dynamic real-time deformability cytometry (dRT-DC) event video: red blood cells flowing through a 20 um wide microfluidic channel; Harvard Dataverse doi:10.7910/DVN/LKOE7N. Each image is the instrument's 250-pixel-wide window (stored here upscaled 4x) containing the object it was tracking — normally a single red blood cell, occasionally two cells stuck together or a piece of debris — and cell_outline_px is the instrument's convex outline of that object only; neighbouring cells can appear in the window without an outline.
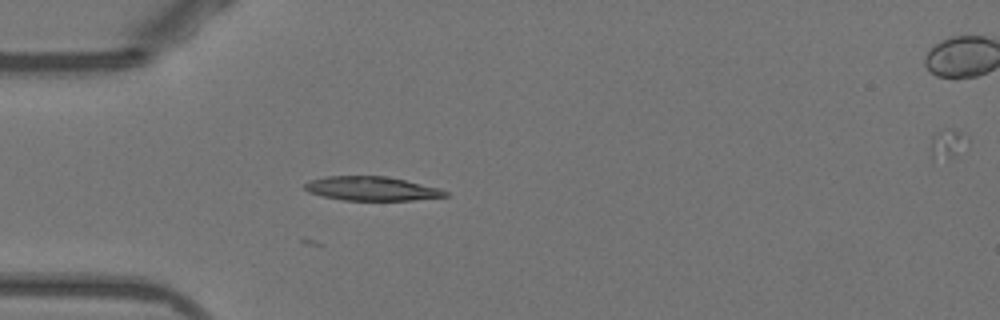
{"species": "Egyptian fruit bat (a non-hibernating species)", "species_latin": "Rousettus aegyptiacus", "temperature_condition": "warm", "stored_images_in_passage": 29, "camera_frame_rate_fps": 3000, "um_per_image_px": 0.085, "animal": {"sex": "female"}, "frame": {"image": 1, "passage_image": 2, "time_ms": 0.333, "image_size_px": [1000, 320], "cell_outline_px": [[448, 196], [412, 200], [344, 200], [324, 196], [308, 192], [304, 188], [304, 184], [308, 180], [328, 176], [384, 176], [404, 180], [440, 188], [448, 192]], "centroid_in_image_um": [31.57, 16.03], "position_along_channel_um": 53.4, "area_um2": 19.54}}
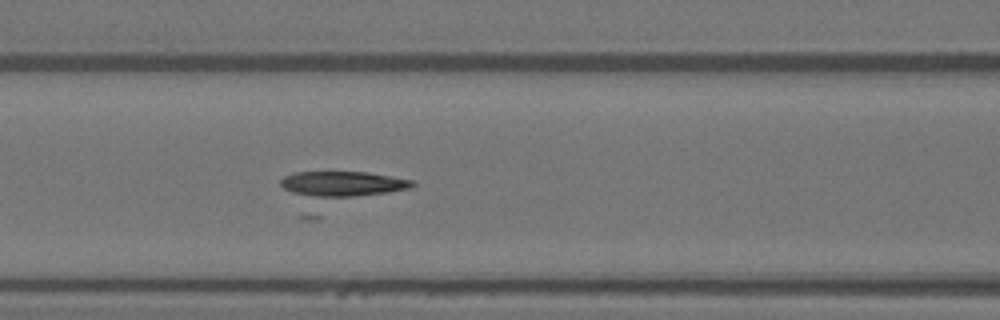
{"frame": {"image": 2, "passage_image": 9, "time_ms": 2.667, "image_size_px": [1000, 320], "cell_outline_px": [[416, 184], [412, 188], [388, 192], [356, 196], [316, 196], [292, 192], [284, 188], [280, 184], [280, 180], [284, 176], [292, 172], [368, 172], [412, 180]], "centroid_in_image_um": [29.16, 15.6], "position_along_channel_um": 137.4, "area_um2": 18.96}}
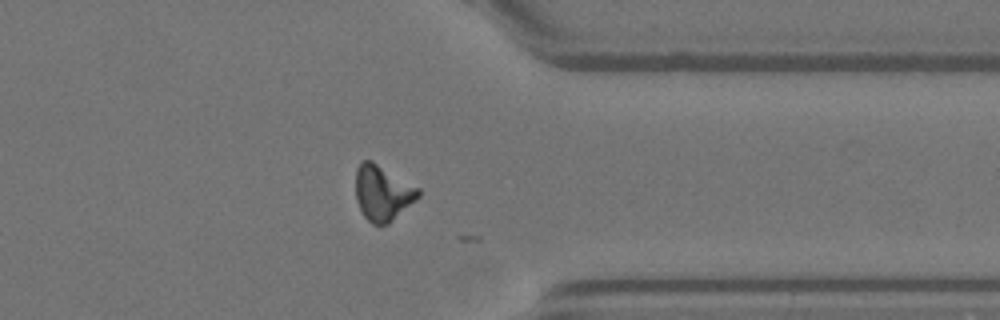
{"frame": {"image": 3, "passage_image": 28, "time_ms": 9.0, "image_size_px": [1000, 320], "cell_outline_px": [[420, 196], [416, 200], [388, 224], [372, 224], [364, 216], [356, 200], [356, 168], [360, 160], [372, 160], [420, 188]], "centroid_in_image_um": [32.52, 16.37], "position_along_channel_um": 378.9, "area_um2": 20.29}}